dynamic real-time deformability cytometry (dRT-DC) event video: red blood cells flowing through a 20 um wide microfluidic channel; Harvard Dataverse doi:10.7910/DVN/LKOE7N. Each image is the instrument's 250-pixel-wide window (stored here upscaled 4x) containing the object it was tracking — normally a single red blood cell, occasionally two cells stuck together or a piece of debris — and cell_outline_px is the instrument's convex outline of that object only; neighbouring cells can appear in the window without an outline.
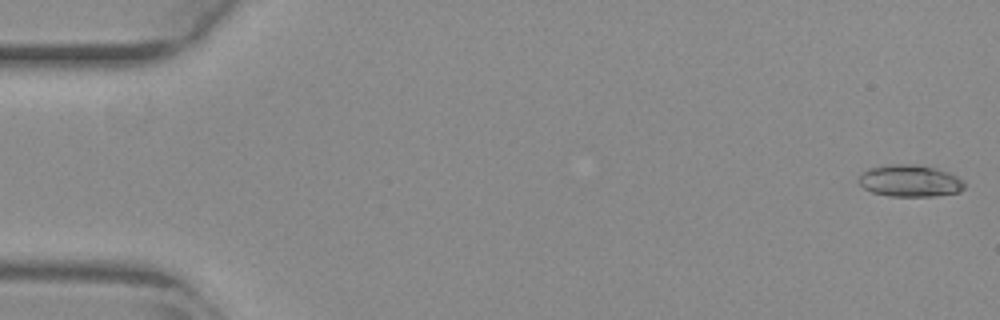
{"species": "common noctule bat (a hibernating species)", "species_latin": "Nyctalus noctula", "temperature_condition": "warm", "stored_images_in_passage": 54, "camera_frame_rate_fps": 3000, "um_per_image_px": 0.085, "animal": {"sex": "female", "body_mass_g": 29.2, "forearm_length_mm": 56.3}, "frame": {"image": 1, "passage_image": 1, "time_ms": 0.0, "image_size_px": [1000, 320], "cell_outline_px": [[964, 188], [960, 192], [936, 196], [888, 196], [872, 192], [864, 188], [856, 180], [868, 168], [888, 164], [920, 164], [936, 168], [948, 172], [964, 180]], "centroid_in_image_um": [77.35, 15.36], "position_along_channel_um": 7.7, "area_um2": 19.88}}
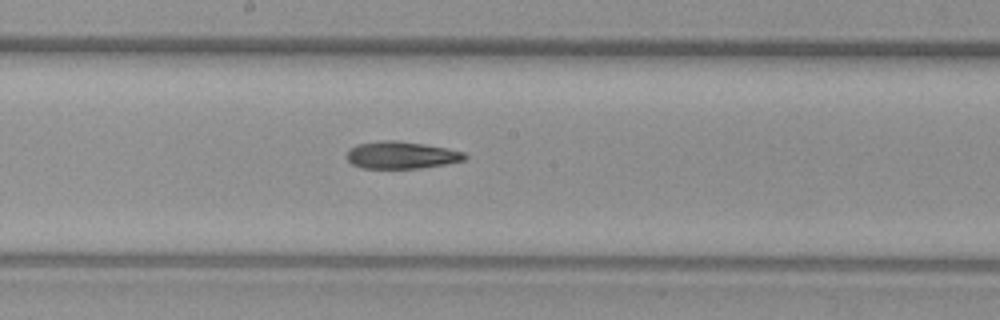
{"frame": {"image": 2, "passage_image": 29, "time_ms": 9.333, "image_size_px": [1000, 320], "cell_outline_px": [[468, 156], [464, 160], [444, 164], [420, 168], [360, 168], [352, 164], [344, 156], [348, 148], [356, 144], [380, 140], [396, 140], [424, 144], [448, 148], [464, 152]], "centroid_in_image_um": [34.05, 13.17], "position_along_channel_um": 214.1, "area_um2": 18.96}}
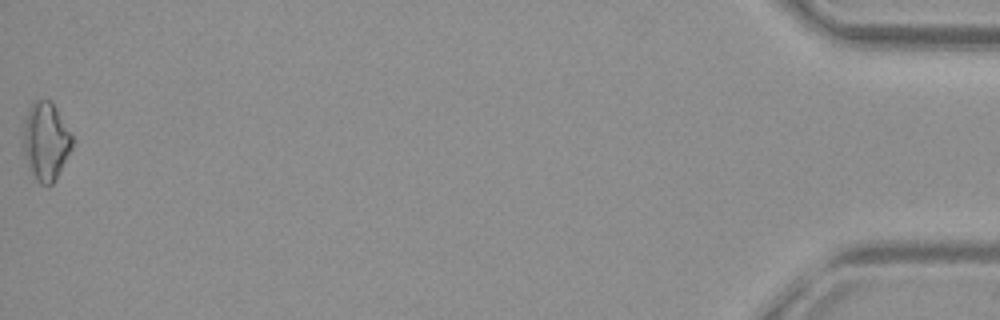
{"frame": {"image": 3, "passage_image": 54, "time_ms": 17.667, "image_size_px": [1000, 320], "cell_outline_px": [[72, 148], [52, 184], [48, 188], [40, 184], [36, 180], [28, 168], [24, 152], [24, 128], [28, 108], [36, 100], [52, 100], [72, 136]], "centroid_in_image_um": [3.89, 12.03], "position_along_channel_um": 431.3, "area_um2": 22.02}}